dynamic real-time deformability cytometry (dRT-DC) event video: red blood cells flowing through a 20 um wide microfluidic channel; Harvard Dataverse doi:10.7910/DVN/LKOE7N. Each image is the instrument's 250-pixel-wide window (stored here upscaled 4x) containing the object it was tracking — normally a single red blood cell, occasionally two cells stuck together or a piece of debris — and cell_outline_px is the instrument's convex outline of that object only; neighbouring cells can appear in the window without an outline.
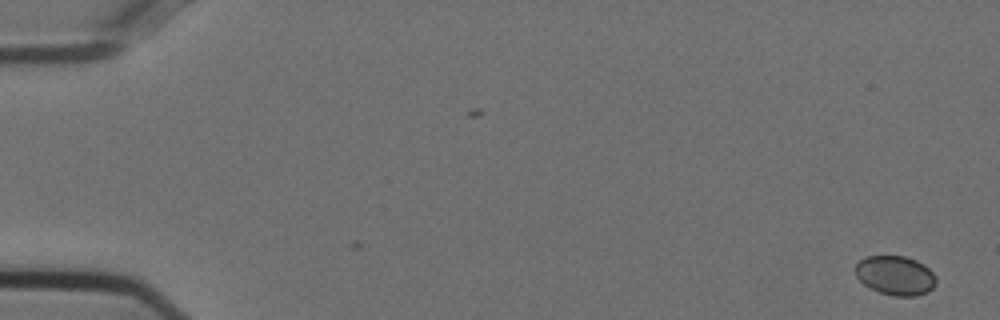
{"species": "Egyptian fruit bat (a non-hibernating species)", "species_latin": "Rousettus aegyptiacus", "temperature_condition": "cold", "stored_images_in_passage": 54, "camera_frame_rate_fps": 3000, "um_per_image_px": 0.085, "animal": {"sex": "female"}, "frame": {"image": 1, "passage_image": 1, "time_ms": 0.0, "image_size_px": [1000, 320], "cell_outline_px": [[936, 284], [928, 292], [916, 296], [892, 296], [868, 288], [856, 276], [852, 268], [864, 256], [904, 256], [916, 260], [924, 264], [936, 276]], "centroid_in_image_um": [76.08, 23.41], "position_along_channel_um": 8.9, "area_um2": 18.79}}
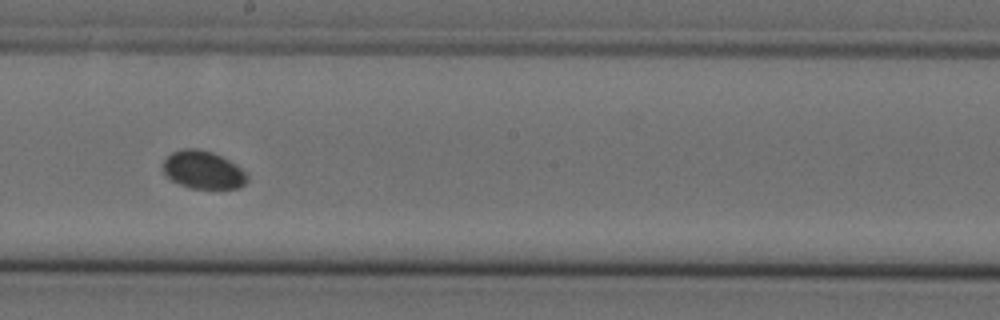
{"frame": {"image": 2, "passage_image": 31, "time_ms": 10.0, "image_size_px": [1000, 320], "cell_outline_px": [[248, 180], [240, 188], [188, 188], [172, 180], [164, 172], [164, 160], [172, 152], [184, 148], [196, 148], [212, 152], [236, 164], [248, 176]], "centroid_in_image_um": [17.27, 14.44], "position_along_channel_um": 230.9, "area_um2": 18.38}}
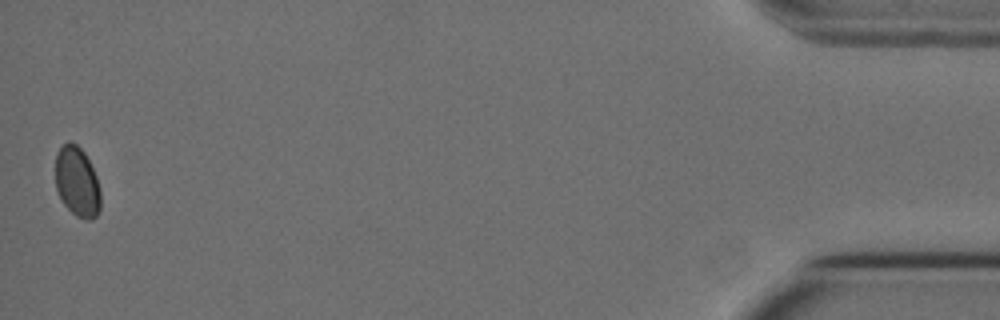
{"frame": {"image": 3, "passage_image": 54, "time_ms": 17.667, "image_size_px": [1000, 320], "cell_outline_px": [[100, 212], [92, 220], [84, 220], [76, 216], [64, 204], [56, 188], [56, 152], [68, 140], [76, 144], [84, 152], [96, 176], [100, 188]], "centroid_in_image_um": [6.57, 15.47], "position_along_channel_um": 428.6, "area_um2": 18.44}}